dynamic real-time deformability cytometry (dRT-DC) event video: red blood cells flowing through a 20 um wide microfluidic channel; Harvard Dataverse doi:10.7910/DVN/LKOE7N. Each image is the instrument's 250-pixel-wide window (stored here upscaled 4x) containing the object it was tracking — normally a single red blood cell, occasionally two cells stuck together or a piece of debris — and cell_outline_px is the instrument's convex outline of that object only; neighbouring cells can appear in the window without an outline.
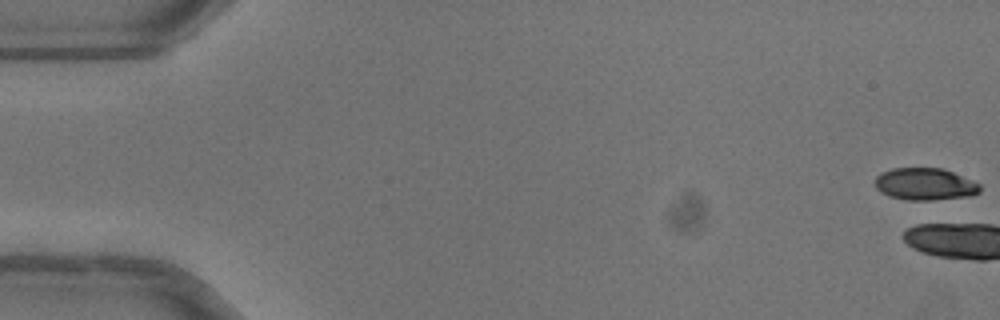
{"species": "common noctule bat (a hibernating species)", "species_latin": "Nyctalus noctula", "temperature_condition": "warm", "stored_images_in_passage": 3, "camera_frame_rate_fps": 3000, "um_per_image_px": 0.085, "animal": {"sex": "female"}, "frame": {"image": 1, "passage_image": 1, "time_ms": 0.0, "image_size_px": [1000, 320], "cell_outline_px": [[980, 192], [972, 196], [932, 200], [904, 200], [888, 196], [880, 192], [876, 188], [876, 176], [880, 172], [892, 168], [940, 168], [952, 172], [980, 184]], "centroid_in_image_um": [78.59, 15.66], "position_along_channel_um": 6.4, "area_um2": 19.71}}